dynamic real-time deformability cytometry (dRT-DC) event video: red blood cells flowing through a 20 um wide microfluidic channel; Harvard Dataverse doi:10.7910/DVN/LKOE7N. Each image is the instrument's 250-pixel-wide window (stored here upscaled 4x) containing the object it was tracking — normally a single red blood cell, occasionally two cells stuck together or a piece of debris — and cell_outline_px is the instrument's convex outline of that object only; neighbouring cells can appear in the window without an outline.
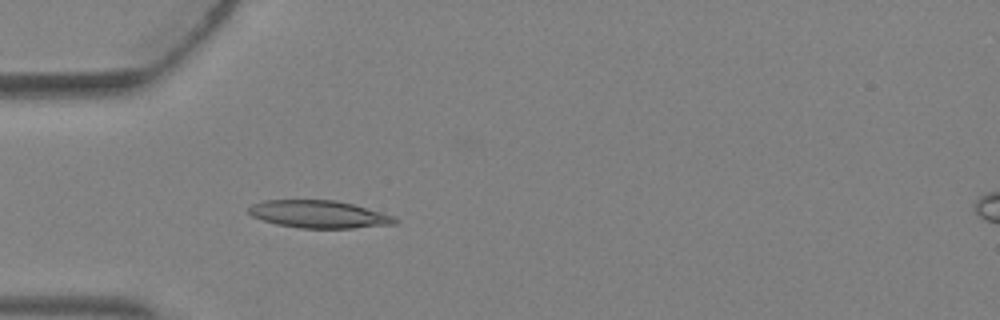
{"species": "Egyptian fruit bat (a non-hibernating species)", "species_latin": "Rousettus aegyptiacus", "temperature_condition": "warm", "stored_images_in_passage": 3, "camera_frame_rate_fps": 3000, "um_per_image_px": 0.085, "animal": {"sex": "female"}, "frame": {"image": 1, "passage_image": 3, "time_ms": 0.667, "image_size_px": [1000, 320], "cell_outline_px": [[400, 220], [396, 224], [352, 228], [300, 228], [276, 224], [252, 216], [248, 212], [248, 208], [252, 204], [264, 200], [336, 200], [352, 204], [392, 216]], "centroid_in_image_um": [27.08, 18.21], "position_along_channel_um": 57.9, "area_um2": 23.29}}